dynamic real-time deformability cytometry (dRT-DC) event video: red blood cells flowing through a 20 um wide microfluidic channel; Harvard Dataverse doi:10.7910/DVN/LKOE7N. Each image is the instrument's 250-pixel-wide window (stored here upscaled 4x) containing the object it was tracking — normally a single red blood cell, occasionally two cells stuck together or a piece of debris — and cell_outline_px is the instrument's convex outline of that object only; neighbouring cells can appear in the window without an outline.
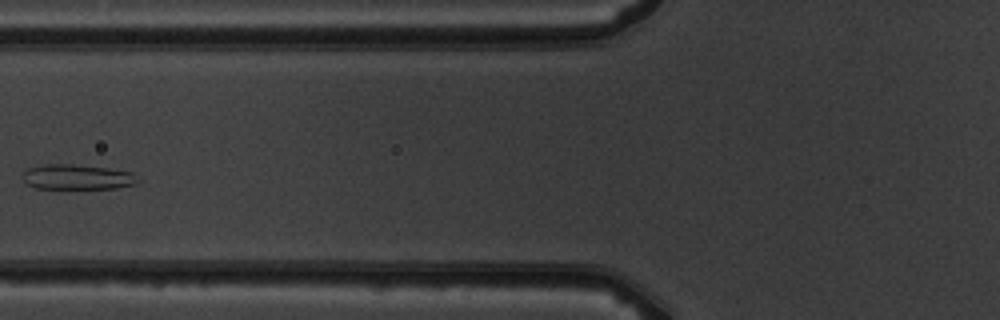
{"species": "common noctule bat (a hibernating species)", "species_latin": "Nyctalus noctula", "temperature_condition": "warm", "stored_images_in_passage": 6, "camera_frame_rate_fps": 3000, "um_per_image_px": 0.085, "animal": {"sex": "male", "body_mass_g": 19.5, "forearm_length_mm": 54.6}, "frame": {"image": 1, "passage_image": 5, "time_ms": 4.667, "image_size_px": [1000, 320], "cell_outline_px": [[140, 180], [136, 184], [116, 188], [36, 188], [24, 184], [20, 176], [28, 168], [44, 164], [72, 164], [108, 168], [132, 172]], "centroid_in_image_um": [6.52, 15.04], "position_along_channel_um": 119.3, "area_um2": 16.99}}